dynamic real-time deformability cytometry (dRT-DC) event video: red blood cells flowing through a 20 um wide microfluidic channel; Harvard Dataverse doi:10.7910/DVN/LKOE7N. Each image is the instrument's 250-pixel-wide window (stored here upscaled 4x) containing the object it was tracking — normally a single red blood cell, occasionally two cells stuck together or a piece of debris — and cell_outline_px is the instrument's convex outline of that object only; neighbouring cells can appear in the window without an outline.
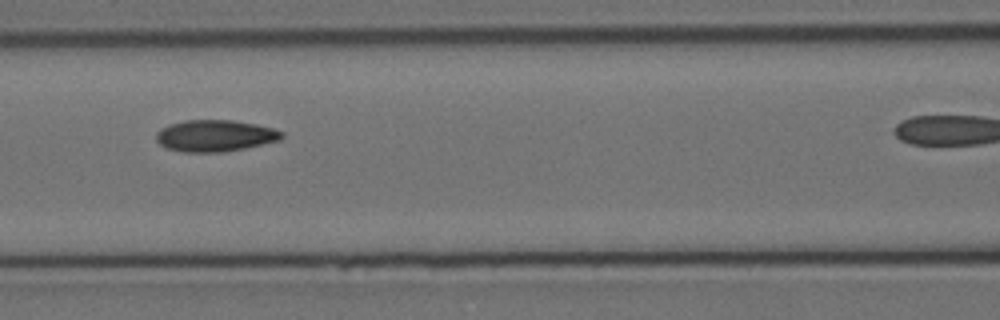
{"species": "Egyptian fruit bat (a non-hibernating species)", "species_latin": "Rousettus aegyptiacus", "temperature_condition": "cold", "stored_images_in_passage": 9, "camera_frame_rate_fps": 3000, "um_per_image_px": 0.085, "animal": {"sex": "female"}, "frame": {"image": 1, "passage_image": 4, "time_ms": 3.667, "image_size_px": [1000, 320], "cell_outline_px": [[284, 136], [280, 140], [244, 148], [224, 152], [184, 152], [168, 148], [160, 144], [156, 140], [156, 132], [160, 128], [168, 124], [184, 120], [232, 120], [256, 124], [272, 128], [284, 132]], "centroid_in_image_um": [18.27, 11.53], "position_along_channel_um": 148.3, "area_um2": 23.18}}
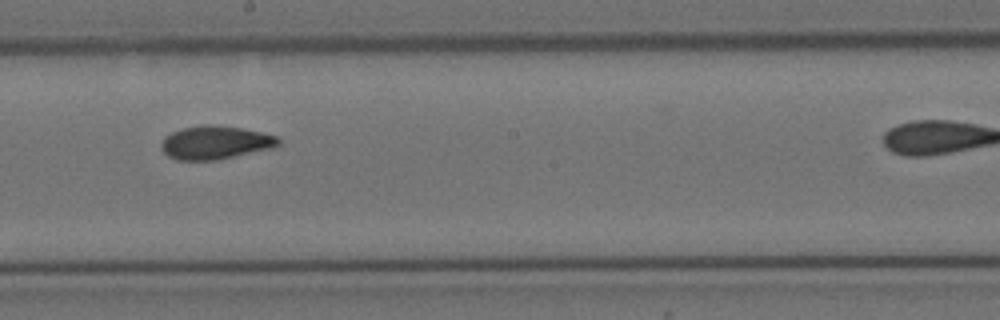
{"frame": {"image": 2, "passage_image": 6, "time_ms": 6.0, "image_size_px": [1000, 320], "cell_outline_px": [[280, 144], [272, 148], [220, 160], [176, 160], [168, 156], [160, 148], [160, 144], [164, 136], [172, 132], [184, 128], [204, 124], [212, 124], [240, 128], [260, 132], [276, 136], [280, 140]], "centroid_in_image_um": [18.27, 12.13], "position_along_channel_um": 229.9, "area_um2": 22.89}}
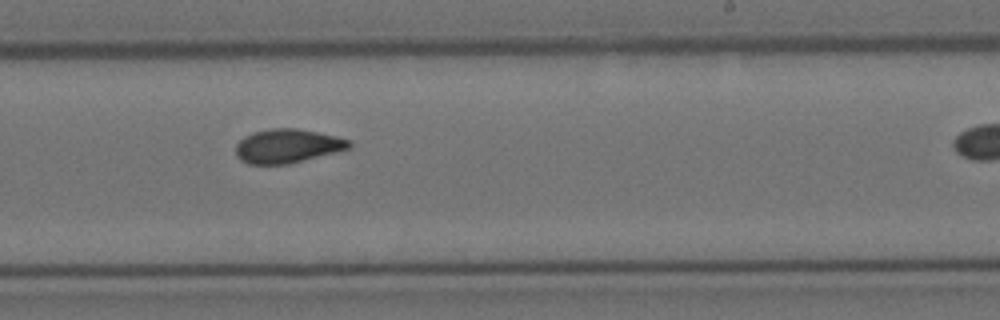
{"frame": {"image": 3, "passage_image": 7, "time_ms": 7.0, "image_size_px": [1000, 320], "cell_outline_px": [[352, 148], [288, 164], [248, 164], [240, 160], [236, 156], [236, 144], [244, 136], [256, 132], [272, 128], [296, 128], [336, 136], [348, 140], [352, 144]], "centroid_in_image_um": [24.42, 12.42], "position_along_channel_um": 264.6, "area_um2": 22.31}}